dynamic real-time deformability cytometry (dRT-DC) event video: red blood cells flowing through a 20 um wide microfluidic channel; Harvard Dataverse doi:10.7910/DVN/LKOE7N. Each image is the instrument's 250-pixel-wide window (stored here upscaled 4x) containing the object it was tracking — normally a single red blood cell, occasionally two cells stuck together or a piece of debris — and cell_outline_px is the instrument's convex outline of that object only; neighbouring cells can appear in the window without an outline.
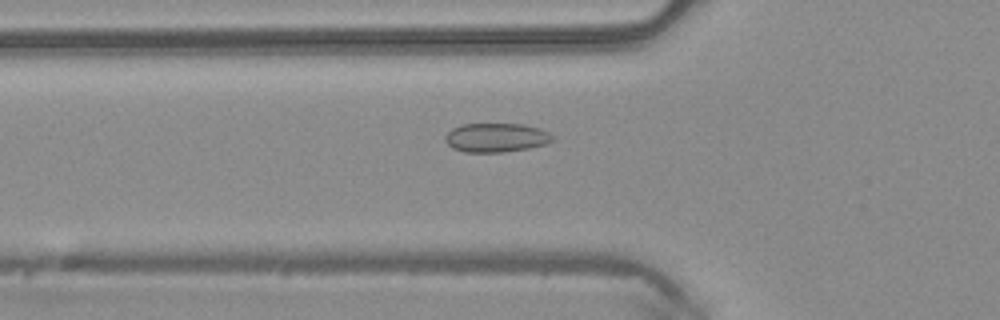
{"species": "common noctule bat (a hibernating species)", "species_latin": "Nyctalus noctula", "temperature_condition": "warm", "stored_images_in_passage": 49, "camera_frame_rate_fps": 3000, "um_per_image_px": 0.085, "animal": {"sex": "male", "body_mass_g": 20.4}, "frame": {"image": 1, "passage_image": 17, "time_ms": 5.333, "image_size_px": [1000, 320], "cell_outline_px": [[556, 136], [552, 140], [544, 144], [528, 148], [504, 152], [464, 152], [452, 148], [444, 140], [444, 136], [452, 128], [464, 124], [524, 124], [540, 128]], "centroid_in_image_um": [42.16, 11.69], "position_along_channel_um": 83.6, "area_um2": 18.21}}
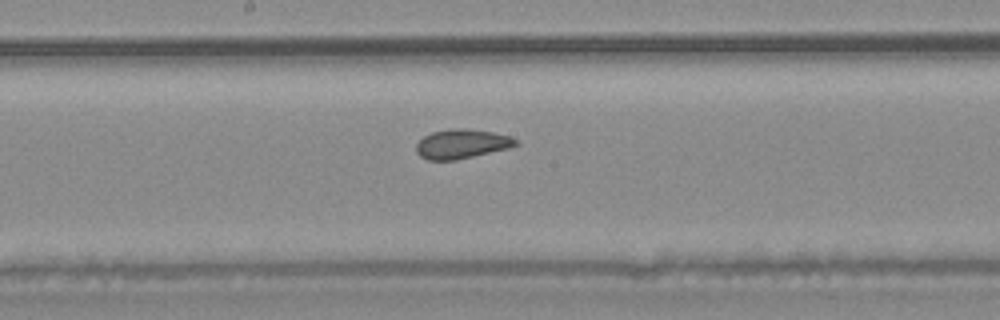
{"frame": {"image": 2, "passage_image": 26, "time_ms": 8.333, "image_size_px": [1000, 320], "cell_outline_px": [[520, 144], [508, 148], [456, 160], [428, 160], [420, 156], [416, 152], [416, 144], [424, 136], [432, 132], [456, 128], [464, 128], [492, 132], [508, 136], [520, 140]], "centroid_in_image_um": [39.25, 12.23], "position_along_channel_um": 208.9, "area_um2": 16.94}}
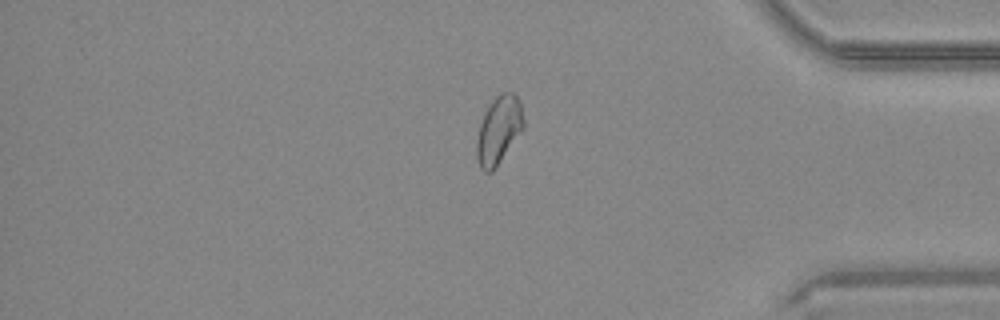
{"frame": {"image": 3, "passage_image": 41, "time_ms": 13.333, "image_size_px": [1000, 320], "cell_outline_px": [[524, 128], [492, 172], [484, 172], [480, 168], [476, 156], [476, 140], [480, 124], [484, 112], [492, 100], [500, 92], [512, 92], [520, 100], [524, 120]], "centroid_in_image_um": [42.38, 11.04], "position_along_channel_um": 392.8, "area_um2": 18.61}, "authors_computed_cell_mechanics": {"area_um2": 18.3804, "velocity_mm_per_s": 4.1536, "shape_relaxation_time_tau1_ms": null, "shape_relaxation_time_tau2_ms": 1.163, "deformation_change_tau1": null, "deformation_change_tau2": 0.0582}}